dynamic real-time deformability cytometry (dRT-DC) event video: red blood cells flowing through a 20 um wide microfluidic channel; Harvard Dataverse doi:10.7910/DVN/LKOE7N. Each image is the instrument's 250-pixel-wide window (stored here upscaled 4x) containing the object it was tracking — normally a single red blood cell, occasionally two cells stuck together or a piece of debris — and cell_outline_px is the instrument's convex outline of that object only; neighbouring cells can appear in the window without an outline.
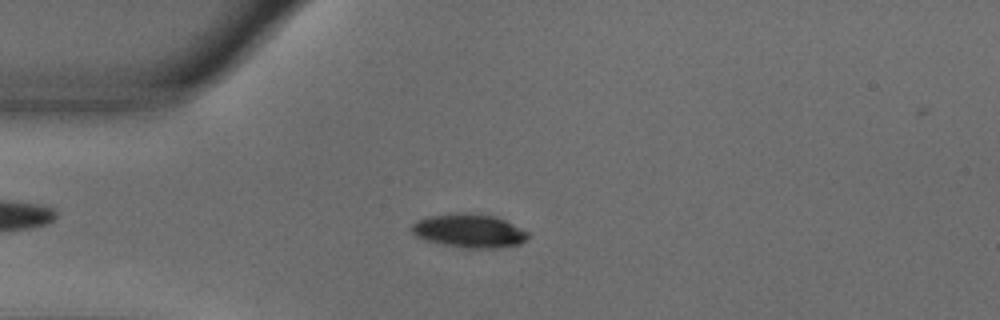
{"species": "common noctule bat (a hibernating species)", "species_latin": "Nyctalus noctula", "temperature_condition": "warm", "stored_images_in_passage": 36, "camera_frame_rate_fps": 3000, "um_per_image_px": 0.085, "animal": {"sex": "male", "body_mass_g": 18.8}, "frame": {"image": 1, "passage_image": 12, "time_ms": 3.667, "image_size_px": [1000, 320], "cell_outline_px": [[528, 236], [520, 244], [500, 248], [460, 248], [428, 240], [416, 236], [412, 232], [412, 224], [416, 220], [428, 216], [464, 212], [480, 212], [496, 216], [528, 232]], "centroid_in_image_um": [39.88, 19.6], "position_along_channel_um": 45.1, "area_um2": 22.89}}
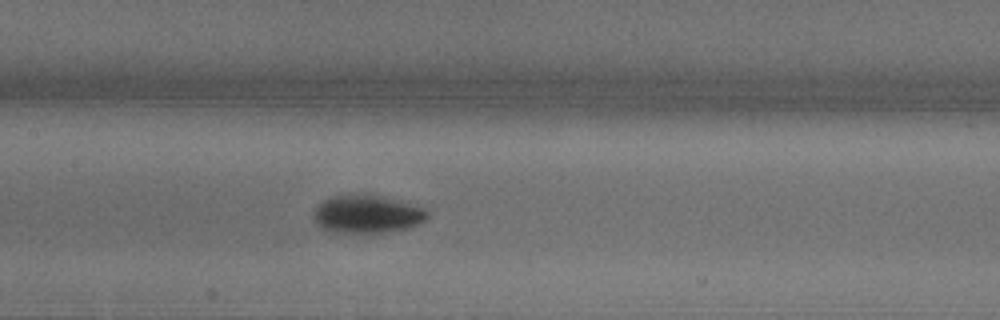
{"frame": {"image": 2, "passage_image": 24, "time_ms": 7.667, "image_size_px": [1000, 320], "cell_outline_px": [[428, 216], [420, 224], [408, 228], [388, 232], [324, 232], [316, 224], [312, 216], [312, 212], [324, 200], [332, 196], [352, 192], [376, 196], [392, 200], [420, 208], [428, 212]], "centroid_in_image_um": [31.08, 18.21], "position_along_channel_um": 176.3, "area_um2": 25.09}}
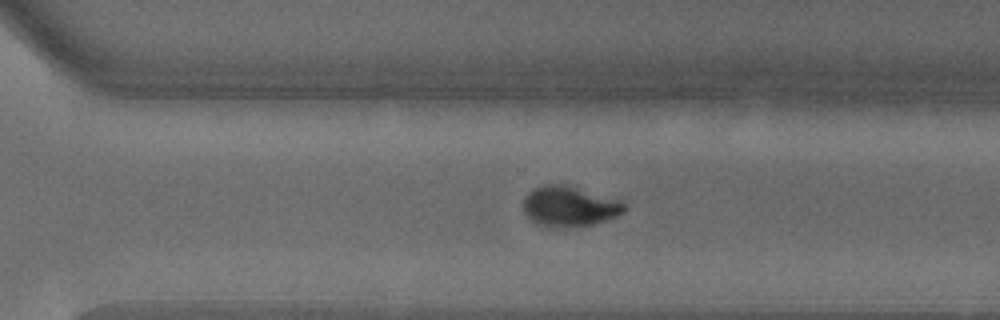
{"frame": {"image": 3, "passage_image": 36, "time_ms": 11.667, "image_size_px": [1000, 320], "cell_outline_px": [[628, 208], [624, 212], [616, 216], [592, 224], [564, 228], [548, 228], [536, 224], [524, 212], [524, 196], [528, 192], [544, 184], [564, 184], [620, 200]], "centroid_in_image_um": [48.38, 17.55], "position_along_channel_um": 322.2, "area_um2": 23.76}}